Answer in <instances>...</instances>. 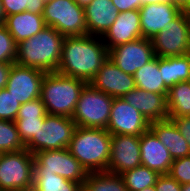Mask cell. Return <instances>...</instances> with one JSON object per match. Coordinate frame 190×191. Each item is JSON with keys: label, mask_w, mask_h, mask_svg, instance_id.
<instances>
[{"label": "cell", "mask_w": 190, "mask_h": 191, "mask_svg": "<svg viewBox=\"0 0 190 191\" xmlns=\"http://www.w3.org/2000/svg\"><path fill=\"white\" fill-rule=\"evenodd\" d=\"M108 57L109 50L101 37L66 36L56 72L90 83Z\"/></svg>", "instance_id": "obj_1"}, {"label": "cell", "mask_w": 190, "mask_h": 191, "mask_svg": "<svg viewBox=\"0 0 190 191\" xmlns=\"http://www.w3.org/2000/svg\"><path fill=\"white\" fill-rule=\"evenodd\" d=\"M64 36L46 26L39 33L17 44L16 64L46 73L56 72L61 59Z\"/></svg>", "instance_id": "obj_2"}, {"label": "cell", "mask_w": 190, "mask_h": 191, "mask_svg": "<svg viewBox=\"0 0 190 191\" xmlns=\"http://www.w3.org/2000/svg\"><path fill=\"white\" fill-rule=\"evenodd\" d=\"M111 134L104 128L76 126L68 150L87 170L105 172L110 158Z\"/></svg>", "instance_id": "obj_3"}, {"label": "cell", "mask_w": 190, "mask_h": 191, "mask_svg": "<svg viewBox=\"0 0 190 191\" xmlns=\"http://www.w3.org/2000/svg\"><path fill=\"white\" fill-rule=\"evenodd\" d=\"M86 84L83 80L57 72L45 73L40 98L47 113L72 118L80 93Z\"/></svg>", "instance_id": "obj_4"}, {"label": "cell", "mask_w": 190, "mask_h": 191, "mask_svg": "<svg viewBox=\"0 0 190 191\" xmlns=\"http://www.w3.org/2000/svg\"><path fill=\"white\" fill-rule=\"evenodd\" d=\"M113 99L87 83L82 89L72 120L83 128H107Z\"/></svg>", "instance_id": "obj_5"}, {"label": "cell", "mask_w": 190, "mask_h": 191, "mask_svg": "<svg viewBox=\"0 0 190 191\" xmlns=\"http://www.w3.org/2000/svg\"><path fill=\"white\" fill-rule=\"evenodd\" d=\"M34 155L26 148L0 153V191H25L33 188Z\"/></svg>", "instance_id": "obj_6"}, {"label": "cell", "mask_w": 190, "mask_h": 191, "mask_svg": "<svg viewBox=\"0 0 190 191\" xmlns=\"http://www.w3.org/2000/svg\"><path fill=\"white\" fill-rule=\"evenodd\" d=\"M42 16L46 26L53 27L64 37L87 34L84 7L76 0L46 2Z\"/></svg>", "instance_id": "obj_7"}, {"label": "cell", "mask_w": 190, "mask_h": 191, "mask_svg": "<svg viewBox=\"0 0 190 191\" xmlns=\"http://www.w3.org/2000/svg\"><path fill=\"white\" fill-rule=\"evenodd\" d=\"M75 128L72 118L47 114L39 126L37 136H33L25 144V148L32 154L68 148Z\"/></svg>", "instance_id": "obj_8"}, {"label": "cell", "mask_w": 190, "mask_h": 191, "mask_svg": "<svg viewBox=\"0 0 190 191\" xmlns=\"http://www.w3.org/2000/svg\"><path fill=\"white\" fill-rule=\"evenodd\" d=\"M34 155V173H55L82 186L88 172L68 148L38 151Z\"/></svg>", "instance_id": "obj_9"}, {"label": "cell", "mask_w": 190, "mask_h": 191, "mask_svg": "<svg viewBox=\"0 0 190 191\" xmlns=\"http://www.w3.org/2000/svg\"><path fill=\"white\" fill-rule=\"evenodd\" d=\"M155 56L175 57L190 54V28L185 12L168 23L151 39Z\"/></svg>", "instance_id": "obj_10"}, {"label": "cell", "mask_w": 190, "mask_h": 191, "mask_svg": "<svg viewBox=\"0 0 190 191\" xmlns=\"http://www.w3.org/2000/svg\"><path fill=\"white\" fill-rule=\"evenodd\" d=\"M150 129V122L123 98H114L106 130L111 135L141 136Z\"/></svg>", "instance_id": "obj_11"}, {"label": "cell", "mask_w": 190, "mask_h": 191, "mask_svg": "<svg viewBox=\"0 0 190 191\" xmlns=\"http://www.w3.org/2000/svg\"><path fill=\"white\" fill-rule=\"evenodd\" d=\"M155 57L150 39L139 38L109 50L110 60L123 72L134 75L136 70Z\"/></svg>", "instance_id": "obj_12"}, {"label": "cell", "mask_w": 190, "mask_h": 191, "mask_svg": "<svg viewBox=\"0 0 190 191\" xmlns=\"http://www.w3.org/2000/svg\"><path fill=\"white\" fill-rule=\"evenodd\" d=\"M45 73L37 68L24 67L14 63L5 89L17 102L25 104L40 97L41 83Z\"/></svg>", "instance_id": "obj_13"}, {"label": "cell", "mask_w": 190, "mask_h": 191, "mask_svg": "<svg viewBox=\"0 0 190 191\" xmlns=\"http://www.w3.org/2000/svg\"><path fill=\"white\" fill-rule=\"evenodd\" d=\"M141 165L140 136L111 135L107 172L121 175Z\"/></svg>", "instance_id": "obj_14"}, {"label": "cell", "mask_w": 190, "mask_h": 191, "mask_svg": "<svg viewBox=\"0 0 190 191\" xmlns=\"http://www.w3.org/2000/svg\"><path fill=\"white\" fill-rule=\"evenodd\" d=\"M90 84L112 98H122L136 88L134 76L120 70L108 57Z\"/></svg>", "instance_id": "obj_15"}, {"label": "cell", "mask_w": 190, "mask_h": 191, "mask_svg": "<svg viewBox=\"0 0 190 191\" xmlns=\"http://www.w3.org/2000/svg\"><path fill=\"white\" fill-rule=\"evenodd\" d=\"M141 34L143 38L152 39L175 20L182 11L170 2L146 4L140 7Z\"/></svg>", "instance_id": "obj_16"}, {"label": "cell", "mask_w": 190, "mask_h": 191, "mask_svg": "<svg viewBox=\"0 0 190 191\" xmlns=\"http://www.w3.org/2000/svg\"><path fill=\"white\" fill-rule=\"evenodd\" d=\"M101 38L108 50L142 38L139 10L118 13L117 19Z\"/></svg>", "instance_id": "obj_17"}, {"label": "cell", "mask_w": 190, "mask_h": 191, "mask_svg": "<svg viewBox=\"0 0 190 191\" xmlns=\"http://www.w3.org/2000/svg\"><path fill=\"white\" fill-rule=\"evenodd\" d=\"M167 94L147 92L136 87L122 98L137 109L149 122L168 119Z\"/></svg>", "instance_id": "obj_18"}, {"label": "cell", "mask_w": 190, "mask_h": 191, "mask_svg": "<svg viewBox=\"0 0 190 191\" xmlns=\"http://www.w3.org/2000/svg\"><path fill=\"white\" fill-rule=\"evenodd\" d=\"M141 165L156 171L159 175L168 174L173 162L169 150L149 129L140 136Z\"/></svg>", "instance_id": "obj_19"}, {"label": "cell", "mask_w": 190, "mask_h": 191, "mask_svg": "<svg viewBox=\"0 0 190 191\" xmlns=\"http://www.w3.org/2000/svg\"><path fill=\"white\" fill-rule=\"evenodd\" d=\"M87 34L103 36L117 19L118 11L111 0H93L84 7Z\"/></svg>", "instance_id": "obj_20"}, {"label": "cell", "mask_w": 190, "mask_h": 191, "mask_svg": "<svg viewBox=\"0 0 190 191\" xmlns=\"http://www.w3.org/2000/svg\"><path fill=\"white\" fill-rule=\"evenodd\" d=\"M47 114L46 108L40 97L28 101L25 104H21L15 123L18 129L19 138L24 145L33 136H37L39 126L42 125Z\"/></svg>", "instance_id": "obj_21"}, {"label": "cell", "mask_w": 190, "mask_h": 191, "mask_svg": "<svg viewBox=\"0 0 190 191\" xmlns=\"http://www.w3.org/2000/svg\"><path fill=\"white\" fill-rule=\"evenodd\" d=\"M150 130L167 147L173 159L190 156L188 142L172 120L150 122Z\"/></svg>", "instance_id": "obj_22"}, {"label": "cell", "mask_w": 190, "mask_h": 191, "mask_svg": "<svg viewBox=\"0 0 190 191\" xmlns=\"http://www.w3.org/2000/svg\"><path fill=\"white\" fill-rule=\"evenodd\" d=\"M4 25L17 44L46 27L42 14L28 11L6 16Z\"/></svg>", "instance_id": "obj_23"}, {"label": "cell", "mask_w": 190, "mask_h": 191, "mask_svg": "<svg viewBox=\"0 0 190 191\" xmlns=\"http://www.w3.org/2000/svg\"><path fill=\"white\" fill-rule=\"evenodd\" d=\"M159 71H162V80L170 89L181 81L190 79V54L175 57H158Z\"/></svg>", "instance_id": "obj_24"}, {"label": "cell", "mask_w": 190, "mask_h": 191, "mask_svg": "<svg viewBox=\"0 0 190 191\" xmlns=\"http://www.w3.org/2000/svg\"><path fill=\"white\" fill-rule=\"evenodd\" d=\"M134 76L136 87L147 92L168 94V88L162 80V71H159L158 57L136 70Z\"/></svg>", "instance_id": "obj_25"}, {"label": "cell", "mask_w": 190, "mask_h": 191, "mask_svg": "<svg viewBox=\"0 0 190 191\" xmlns=\"http://www.w3.org/2000/svg\"><path fill=\"white\" fill-rule=\"evenodd\" d=\"M168 118L190 117V83L181 81L168 90Z\"/></svg>", "instance_id": "obj_26"}, {"label": "cell", "mask_w": 190, "mask_h": 191, "mask_svg": "<svg viewBox=\"0 0 190 191\" xmlns=\"http://www.w3.org/2000/svg\"><path fill=\"white\" fill-rule=\"evenodd\" d=\"M82 191H129L119 174L110 172L88 173L82 183Z\"/></svg>", "instance_id": "obj_27"}, {"label": "cell", "mask_w": 190, "mask_h": 191, "mask_svg": "<svg viewBox=\"0 0 190 191\" xmlns=\"http://www.w3.org/2000/svg\"><path fill=\"white\" fill-rule=\"evenodd\" d=\"M33 191H82V186L55 173H34Z\"/></svg>", "instance_id": "obj_28"}, {"label": "cell", "mask_w": 190, "mask_h": 191, "mask_svg": "<svg viewBox=\"0 0 190 191\" xmlns=\"http://www.w3.org/2000/svg\"><path fill=\"white\" fill-rule=\"evenodd\" d=\"M159 174L144 165L123 172L121 177L129 191H140L156 184Z\"/></svg>", "instance_id": "obj_29"}, {"label": "cell", "mask_w": 190, "mask_h": 191, "mask_svg": "<svg viewBox=\"0 0 190 191\" xmlns=\"http://www.w3.org/2000/svg\"><path fill=\"white\" fill-rule=\"evenodd\" d=\"M25 149L19 138L15 121L0 120V153L18 152Z\"/></svg>", "instance_id": "obj_30"}, {"label": "cell", "mask_w": 190, "mask_h": 191, "mask_svg": "<svg viewBox=\"0 0 190 191\" xmlns=\"http://www.w3.org/2000/svg\"><path fill=\"white\" fill-rule=\"evenodd\" d=\"M45 4L44 0H2L5 17L25 11L42 14Z\"/></svg>", "instance_id": "obj_31"}, {"label": "cell", "mask_w": 190, "mask_h": 191, "mask_svg": "<svg viewBox=\"0 0 190 191\" xmlns=\"http://www.w3.org/2000/svg\"><path fill=\"white\" fill-rule=\"evenodd\" d=\"M16 55L17 43L3 24L0 26V62L14 64Z\"/></svg>", "instance_id": "obj_32"}, {"label": "cell", "mask_w": 190, "mask_h": 191, "mask_svg": "<svg viewBox=\"0 0 190 191\" xmlns=\"http://www.w3.org/2000/svg\"><path fill=\"white\" fill-rule=\"evenodd\" d=\"M21 104L5 89H0V120L15 121Z\"/></svg>", "instance_id": "obj_33"}, {"label": "cell", "mask_w": 190, "mask_h": 191, "mask_svg": "<svg viewBox=\"0 0 190 191\" xmlns=\"http://www.w3.org/2000/svg\"><path fill=\"white\" fill-rule=\"evenodd\" d=\"M168 174L180 185L190 183V156L173 159Z\"/></svg>", "instance_id": "obj_34"}, {"label": "cell", "mask_w": 190, "mask_h": 191, "mask_svg": "<svg viewBox=\"0 0 190 191\" xmlns=\"http://www.w3.org/2000/svg\"><path fill=\"white\" fill-rule=\"evenodd\" d=\"M155 188L157 191H181V185L169 174L159 175Z\"/></svg>", "instance_id": "obj_35"}, {"label": "cell", "mask_w": 190, "mask_h": 191, "mask_svg": "<svg viewBox=\"0 0 190 191\" xmlns=\"http://www.w3.org/2000/svg\"><path fill=\"white\" fill-rule=\"evenodd\" d=\"M172 120L180 133L185 137L190 149V117L168 118Z\"/></svg>", "instance_id": "obj_36"}, {"label": "cell", "mask_w": 190, "mask_h": 191, "mask_svg": "<svg viewBox=\"0 0 190 191\" xmlns=\"http://www.w3.org/2000/svg\"><path fill=\"white\" fill-rule=\"evenodd\" d=\"M117 11L138 10V0H111Z\"/></svg>", "instance_id": "obj_37"}, {"label": "cell", "mask_w": 190, "mask_h": 191, "mask_svg": "<svg viewBox=\"0 0 190 191\" xmlns=\"http://www.w3.org/2000/svg\"><path fill=\"white\" fill-rule=\"evenodd\" d=\"M12 65L13 64L0 62V89L6 87Z\"/></svg>", "instance_id": "obj_38"}, {"label": "cell", "mask_w": 190, "mask_h": 191, "mask_svg": "<svg viewBox=\"0 0 190 191\" xmlns=\"http://www.w3.org/2000/svg\"><path fill=\"white\" fill-rule=\"evenodd\" d=\"M169 2L180 9L182 12H185L190 8V0H169Z\"/></svg>", "instance_id": "obj_39"}, {"label": "cell", "mask_w": 190, "mask_h": 191, "mask_svg": "<svg viewBox=\"0 0 190 191\" xmlns=\"http://www.w3.org/2000/svg\"><path fill=\"white\" fill-rule=\"evenodd\" d=\"M167 1L169 2V0H138V10L140 9L141 6L146 4H157Z\"/></svg>", "instance_id": "obj_40"}, {"label": "cell", "mask_w": 190, "mask_h": 191, "mask_svg": "<svg viewBox=\"0 0 190 191\" xmlns=\"http://www.w3.org/2000/svg\"><path fill=\"white\" fill-rule=\"evenodd\" d=\"M5 23V15L3 12L2 0H0V26Z\"/></svg>", "instance_id": "obj_41"}, {"label": "cell", "mask_w": 190, "mask_h": 191, "mask_svg": "<svg viewBox=\"0 0 190 191\" xmlns=\"http://www.w3.org/2000/svg\"><path fill=\"white\" fill-rule=\"evenodd\" d=\"M77 3L82 6V7H85L87 6L88 4H90L93 0H76Z\"/></svg>", "instance_id": "obj_42"}, {"label": "cell", "mask_w": 190, "mask_h": 191, "mask_svg": "<svg viewBox=\"0 0 190 191\" xmlns=\"http://www.w3.org/2000/svg\"><path fill=\"white\" fill-rule=\"evenodd\" d=\"M181 191H190V183L181 185Z\"/></svg>", "instance_id": "obj_43"}, {"label": "cell", "mask_w": 190, "mask_h": 191, "mask_svg": "<svg viewBox=\"0 0 190 191\" xmlns=\"http://www.w3.org/2000/svg\"><path fill=\"white\" fill-rule=\"evenodd\" d=\"M140 191H157V190H156L155 185H154L152 187H146L145 189H142Z\"/></svg>", "instance_id": "obj_44"}, {"label": "cell", "mask_w": 190, "mask_h": 191, "mask_svg": "<svg viewBox=\"0 0 190 191\" xmlns=\"http://www.w3.org/2000/svg\"><path fill=\"white\" fill-rule=\"evenodd\" d=\"M185 14L187 16L188 23H189V28H190V8L185 11Z\"/></svg>", "instance_id": "obj_45"}]
</instances>
